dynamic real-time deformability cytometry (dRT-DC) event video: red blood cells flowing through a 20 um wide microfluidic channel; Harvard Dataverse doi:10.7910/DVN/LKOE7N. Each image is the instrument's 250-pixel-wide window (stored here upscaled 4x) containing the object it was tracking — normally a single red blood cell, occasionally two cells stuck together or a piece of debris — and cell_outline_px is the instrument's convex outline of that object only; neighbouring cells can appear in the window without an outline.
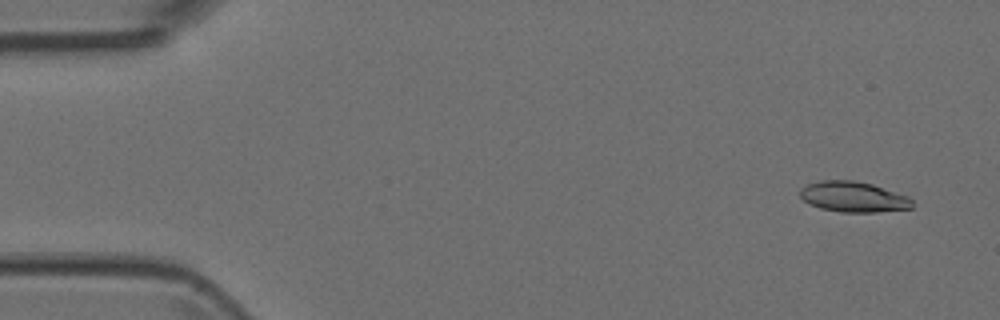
{"species": "Egyptian fruit bat (a non-hibernating species)", "species_latin": "Rousettus aegyptiacus", "temperature_condition": "room temperature", "stored_images_in_passage": 8, "camera_frame_rate_fps": 3000, "um_per_image_px": 0.085, "animal": {"sex": "female"}, "frame": {"image": 1, "passage_image": 1, "time_ms": 0.0, "image_size_px": [1000, 320], "cell_outline_px": [[912, 208], [876, 212], [840, 212], [820, 208], [808, 204], [800, 196], [800, 188], [808, 184], [820, 180], [852, 180], [872, 184], [908, 196], [912, 200]], "centroid_in_image_um": [72.51, 16.73], "position_along_channel_um": 12.5, "area_um2": 19.94}}
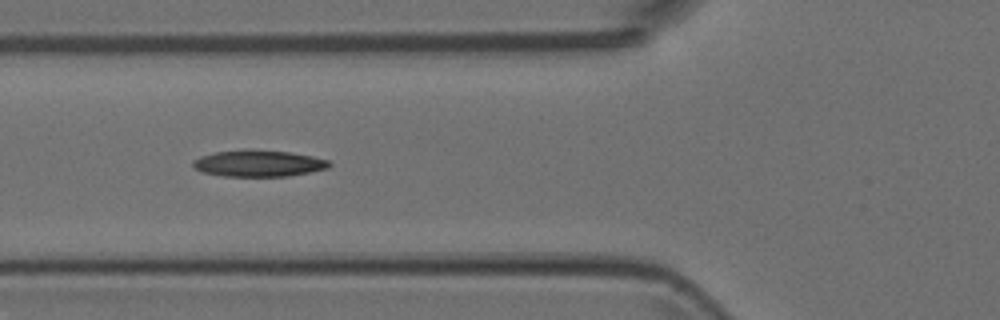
{"frame": {"image": 2, "passage_image": 5, "time_ms": 1.333, "image_size_px": [1000, 320], "cell_outline_px": [[332, 164], [328, 168], [288, 176], [224, 176], [204, 172], [196, 168], [192, 164], [192, 160], [200, 156], [216, 152], [244, 148], [288, 152], [312, 156], [328, 160]], "centroid_in_image_um": [21.96, 13.87], "position_along_channel_um": 103.8, "area_um2": 21.04}}
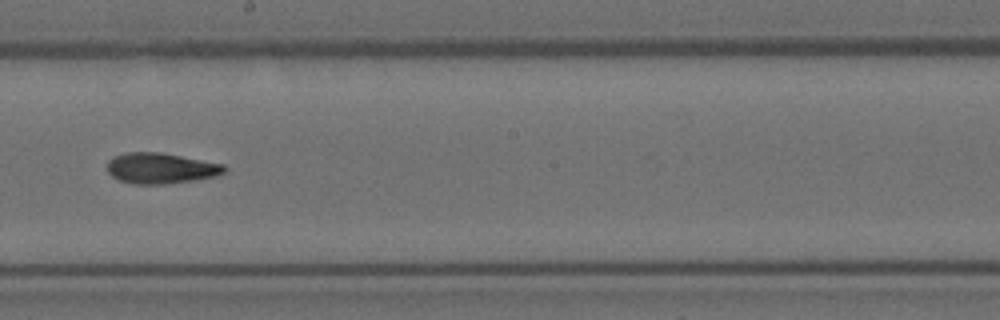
{"frame": {"image": 3, "passage_image": 8, "time_ms": 2.333, "image_size_px": [1000, 320], "cell_outline_px": [[228, 168], [224, 172], [216, 176], [196, 180], [164, 184], [132, 184], [116, 180], [108, 172], [108, 160], [116, 156], [128, 152], [160, 152], [224, 164]], "centroid_in_image_um": [13.67, 14.31], "position_along_channel_um": 234.5, "area_um2": 21.04}}